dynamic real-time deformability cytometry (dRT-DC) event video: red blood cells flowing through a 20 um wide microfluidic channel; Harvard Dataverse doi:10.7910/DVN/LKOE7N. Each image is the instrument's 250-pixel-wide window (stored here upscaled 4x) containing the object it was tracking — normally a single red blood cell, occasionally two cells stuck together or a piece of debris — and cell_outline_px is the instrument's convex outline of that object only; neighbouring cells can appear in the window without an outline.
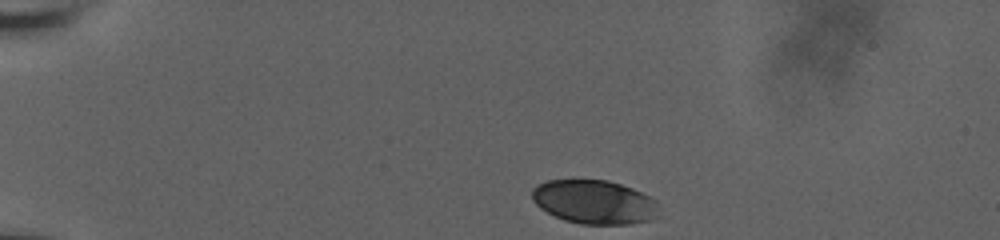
{"species": "human", "species_latin": "Homo sapiens", "temperature_condition": "room temperature", "stored_images_in_passage": 40, "camera_frame_rate_fps": 3000, "um_per_image_px": 0.085, "donor": {"sex": "male"}, "frame": {"image": 1, "passage_image": 1, "time_ms": 0.0, "image_size_px": [1000, 240], "cell_outline_px": [[656, 216], [652, 220], [628, 224], [580, 224], [564, 220], [540, 208], [532, 200], [532, 188], [536, 184], [548, 180], [608, 180], [632, 188], [656, 200]], "centroid_in_image_um": [50.48, 17.17], "position_along_channel_um": 34.5, "area_um2": 32.31}}
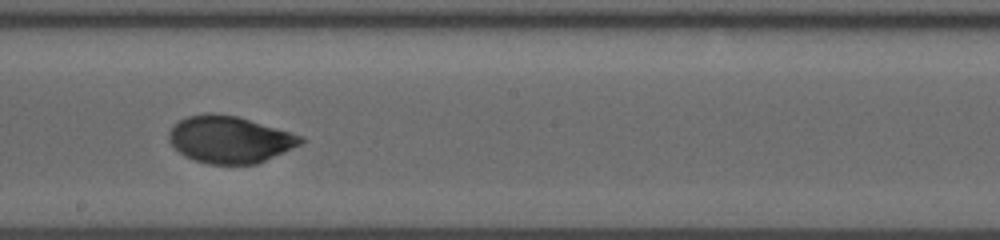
{"frame": {"image": 2, "passage_image": 23, "time_ms": 7.333, "image_size_px": [1000, 240], "cell_outline_px": [[304, 140], [300, 144], [292, 148], [256, 164], [208, 164], [192, 160], [184, 156], [168, 140], [168, 132], [180, 120], [188, 116], [204, 112], [212, 112], [236, 116], [304, 136]], "centroid_in_image_um": [19.49, 11.85], "position_along_channel_um": 228.7, "area_um2": 35.89}}
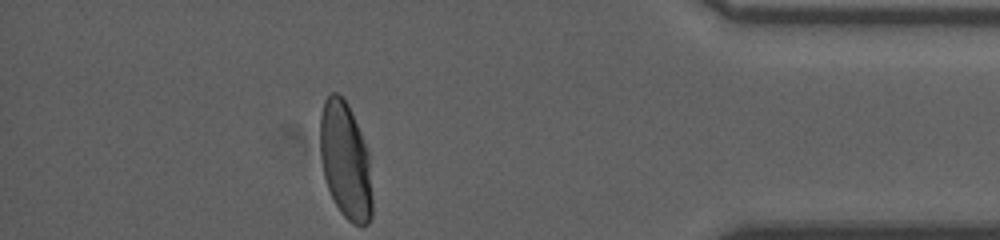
{"frame": {"image": 3, "passage_image": 40, "time_ms": 13.0, "image_size_px": [1000, 240], "cell_outline_px": [[372, 216], [368, 224], [352, 224], [340, 212], [328, 188], [324, 176], [320, 156], [320, 116], [324, 100], [332, 92], [336, 92], [344, 96], [348, 104], [360, 132], [368, 152], [372, 196]], "centroid_in_image_um": [29.35, 13.64], "position_along_channel_um": 405.8, "area_um2": 35.43}, "authors_computed_cell_mechanics": {"area_um2": 35.8938, "velocity_mm_per_s": 3.7202, "shape_relaxation_time_tau1_ms": 3.6448, "shape_relaxation_time_tau2_ms": null, "deformation_change_tau1": 0.1386, "deformation_change_tau2": null}}